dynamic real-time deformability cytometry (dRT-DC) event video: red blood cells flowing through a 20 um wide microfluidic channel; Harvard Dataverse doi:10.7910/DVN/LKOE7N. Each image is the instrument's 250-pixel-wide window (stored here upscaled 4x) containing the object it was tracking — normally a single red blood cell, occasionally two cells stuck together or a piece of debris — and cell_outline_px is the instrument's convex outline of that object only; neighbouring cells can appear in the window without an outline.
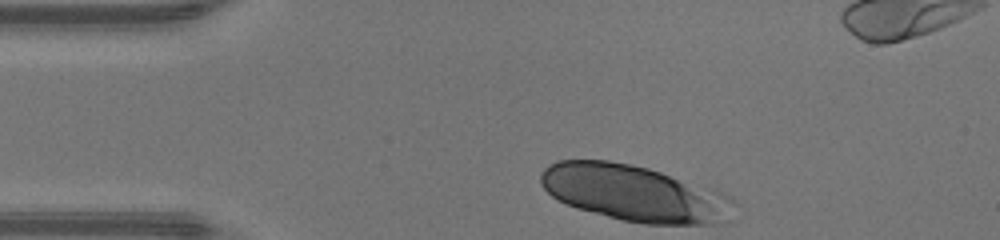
{"species": "human", "species_latin": "Homo sapiens", "temperature_condition": "warm", "stored_images_in_passage": 9, "camera_frame_rate_fps": 3000, "um_per_image_px": 0.085, "donor": {"sex": "male"}, "frame": {"image": 1, "passage_image": 1, "time_ms": 0.0, "image_size_px": [1000, 240], "cell_outline_px": [[740, 204], [712, 224], [644, 224], [620, 220], [576, 208], [556, 200], [540, 184], [540, 172], [548, 164], [556, 160], [608, 160], [632, 164], [648, 168], [712, 188], [732, 196]], "centroid_in_image_um": [53.87, 16.41], "position_along_channel_um": 31.1, "area_um2": 63.46}}